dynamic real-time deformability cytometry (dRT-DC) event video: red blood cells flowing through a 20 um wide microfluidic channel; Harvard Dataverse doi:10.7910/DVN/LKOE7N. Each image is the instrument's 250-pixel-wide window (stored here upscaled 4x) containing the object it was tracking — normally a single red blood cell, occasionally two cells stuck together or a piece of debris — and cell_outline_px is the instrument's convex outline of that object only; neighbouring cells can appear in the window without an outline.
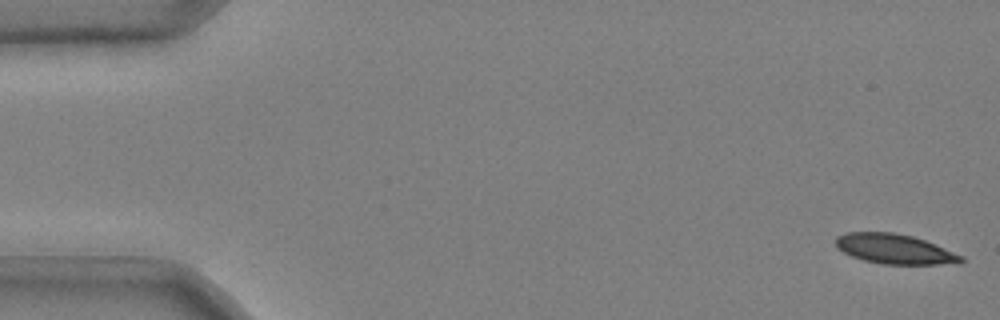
{"species": "common noctule bat (a hibernating species)", "species_latin": "Nyctalus noctula", "temperature_condition": "cold", "stored_images_in_passage": 10, "segment_of_instrument_passage": [2, 2], "camera_frame_rate_fps": 3000, "um_per_image_px": 0.085, "animal": {"sex": "male", "body_mass_g": 20.4}, "frame": {"image": 1, "passage_image": 10, "time_ms": 3.0, "image_size_px": [1000, 320], "cell_outline_px": [[964, 260], [960, 264], [884, 264], [864, 260], [852, 256], [836, 248], [836, 236], [848, 232], [892, 232], [912, 236], [924, 240], [964, 256]], "centroid_in_image_um": [76.06, 21.17], "position_along_channel_um": 8.9, "area_um2": 21.73}}